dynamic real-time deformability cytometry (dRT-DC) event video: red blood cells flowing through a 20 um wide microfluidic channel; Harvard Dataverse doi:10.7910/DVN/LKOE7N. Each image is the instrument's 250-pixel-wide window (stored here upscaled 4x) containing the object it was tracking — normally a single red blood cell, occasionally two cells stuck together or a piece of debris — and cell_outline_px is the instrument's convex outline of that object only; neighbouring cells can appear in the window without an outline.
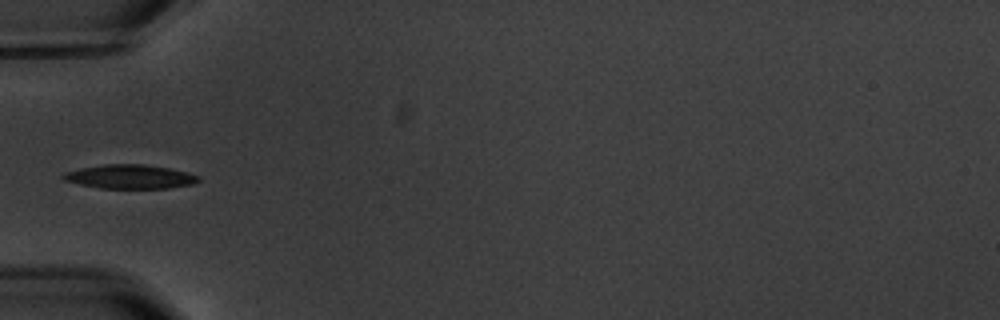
{"species": "common noctule bat (a hibernating species)", "species_latin": "Nyctalus noctula", "temperature_condition": "warm", "stored_images_in_passage": 6, "camera_frame_rate_fps": 3000, "um_per_image_px": 0.085, "animal": {"sex": "male", "body_mass_g": 20.1, "forearm_length_mm": 53.5}, "frame": {"image": 1, "passage_image": 5, "time_ms": 4.667, "image_size_px": [1000, 320], "cell_outline_px": [[200, 180], [192, 184], [168, 188], [100, 188], [80, 184], [64, 180], [60, 176], [64, 172], [80, 168], [104, 164], [144, 164], [168, 168], [200, 176]], "centroid_in_image_um": [11.01, 15.01], "position_along_channel_um": 74.0, "area_um2": 18.79}}